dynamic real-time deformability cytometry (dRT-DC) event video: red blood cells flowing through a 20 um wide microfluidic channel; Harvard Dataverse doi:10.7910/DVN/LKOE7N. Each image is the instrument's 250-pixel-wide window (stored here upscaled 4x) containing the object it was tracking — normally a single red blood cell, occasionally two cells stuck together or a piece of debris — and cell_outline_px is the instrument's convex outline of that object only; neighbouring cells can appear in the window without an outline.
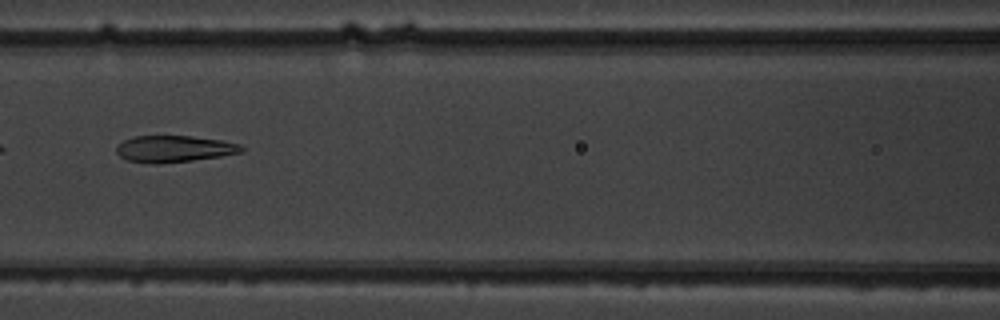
{"species": "common noctule bat (a hibernating species)", "species_latin": "Nyctalus noctula", "temperature_condition": "warm", "stored_images_in_passage": 4, "camera_frame_rate_fps": 3000, "um_per_image_px": 0.085, "animal": {"sex": "male", "body_mass_g": 19.5, "forearm_length_mm": 54.6}, "frame": {"image": 1, "passage_image": 3, "time_ms": 2.333, "image_size_px": [1000, 320], "cell_outline_px": [[244, 152], [220, 156], [192, 160], [156, 164], [152, 164], [128, 160], [120, 156], [116, 152], [116, 148], [124, 140], [132, 136], [192, 136], [220, 140], [240, 144], [244, 148]], "centroid_in_image_um": [14.8, 12.65], "position_along_channel_um": 151.8, "area_um2": 19.31}}
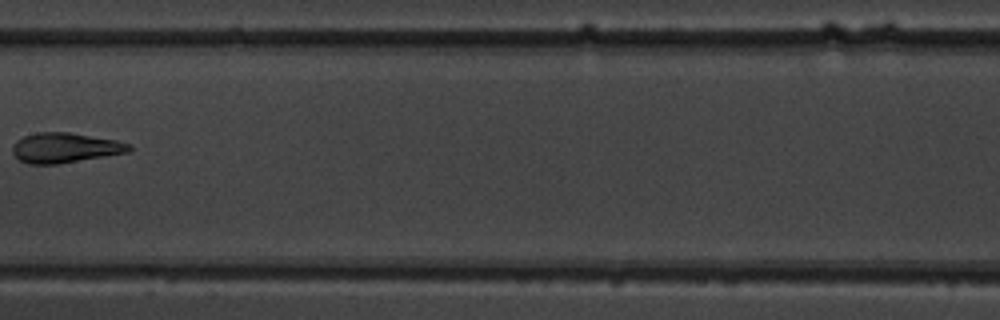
{"frame": {"image": 2, "passage_image": 4, "time_ms": 3.667, "image_size_px": [1000, 320], "cell_outline_px": [[132, 148], [128, 152], [60, 164], [28, 164], [20, 160], [12, 152], [12, 144], [16, 140], [24, 136], [36, 132], [68, 132], [116, 140], [132, 144]], "centroid_in_image_um": [5.51, 12.56], "position_along_channel_um": 201.9, "area_um2": 20.46}}